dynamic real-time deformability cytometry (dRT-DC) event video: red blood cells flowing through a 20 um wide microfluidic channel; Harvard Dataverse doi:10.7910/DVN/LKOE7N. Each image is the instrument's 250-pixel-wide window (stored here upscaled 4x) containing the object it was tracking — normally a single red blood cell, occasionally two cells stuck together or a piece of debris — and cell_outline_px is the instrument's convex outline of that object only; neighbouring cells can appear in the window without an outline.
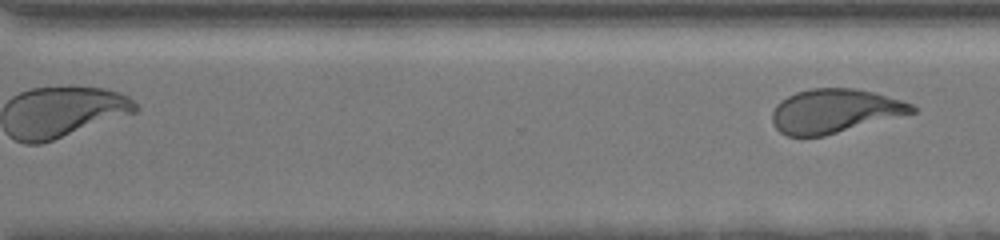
{"species": "human", "species_latin": "Homo sapiens", "temperature_condition": "room temperature", "stored_images_in_passage": 46, "segment_of_instrument_passage": [2, 2], "camera_frame_rate_fps": 3000, "um_per_image_px": 0.085, "donor": {"sex": "female"}, "frame": {"image": 1, "passage_image": 46, "time_ms": 11.667, "image_size_px": [1000, 240], "cell_outline_px": [[916, 112], [824, 136], [788, 136], [780, 132], [772, 124], [772, 112], [776, 104], [780, 100], [796, 92], [812, 88], [852, 88], [872, 92], [900, 100], [912, 104], [916, 108]], "centroid_in_image_um": [70.9, 9.44], "position_along_channel_um": 299.7, "area_um2": 35.6}}